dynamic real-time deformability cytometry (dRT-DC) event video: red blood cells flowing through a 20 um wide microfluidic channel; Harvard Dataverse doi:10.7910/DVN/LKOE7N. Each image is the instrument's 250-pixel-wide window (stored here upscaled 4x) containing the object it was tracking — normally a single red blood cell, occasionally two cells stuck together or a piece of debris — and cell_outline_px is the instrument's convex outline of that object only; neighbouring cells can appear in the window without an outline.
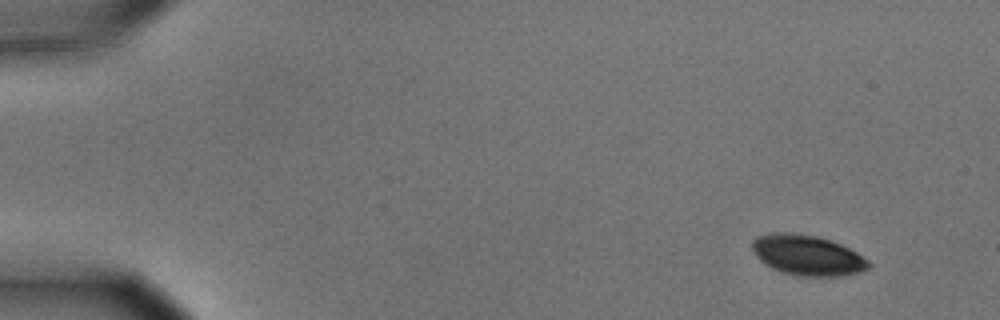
{"species": "common noctule bat (a hibernating species)", "species_latin": "Nyctalus noctula", "temperature_condition": "cold", "stored_images_in_passage": 52, "camera_frame_rate_fps": 3000, "um_per_image_px": 0.085, "animal": {"sex": "male", "body_mass_g": 15.6}, "frame": {"image": 1, "passage_image": 1, "time_ms": 0.0, "image_size_px": [1000, 320], "cell_outline_px": [[872, 264], [868, 268], [860, 272], [844, 276], [796, 276], [780, 272], [764, 264], [756, 256], [752, 248], [752, 240], [756, 236], [772, 232], [792, 232], [816, 236], [840, 244], [856, 252], [868, 260]], "centroid_in_image_um": [68.6, 21.7], "position_along_channel_um": 16.4, "area_um2": 27.57}}
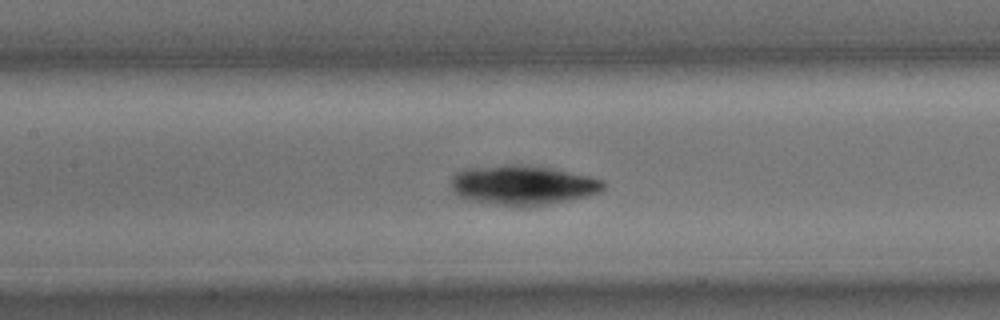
{"frame": {"image": 2, "passage_image": 23, "time_ms": 7.333, "image_size_px": [1000, 320], "cell_outline_px": [[604, 188], [600, 192], [588, 196], [528, 208], [520, 208], [468, 200], [456, 196], [452, 192], [452, 176], [456, 172], [464, 168], [504, 164], [524, 164], [552, 168], [588, 176], [604, 180]], "centroid_in_image_um": [44.39, 15.74], "position_along_channel_um": 163.0, "area_um2": 35.89}}
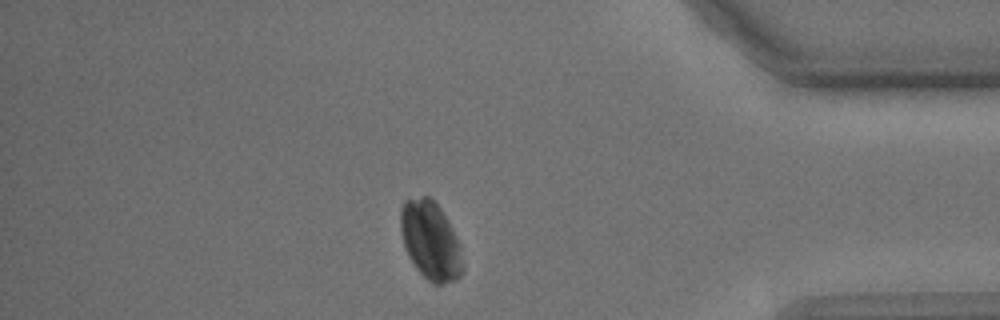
{"frame": {"image": 3, "passage_image": 45, "time_ms": 14.667, "image_size_px": [1000, 320], "cell_outline_px": [[464, 272], [456, 280], [440, 284], [432, 284], [416, 268], [408, 256], [400, 232], [400, 212], [404, 200], [424, 196], [428, 196], [440, 208], [460, 248], [464, 268]], "centroid_in_image_um": [36.57, 20.48], "position_along_channel_um": 398.6, "area_um2": 27.98}}